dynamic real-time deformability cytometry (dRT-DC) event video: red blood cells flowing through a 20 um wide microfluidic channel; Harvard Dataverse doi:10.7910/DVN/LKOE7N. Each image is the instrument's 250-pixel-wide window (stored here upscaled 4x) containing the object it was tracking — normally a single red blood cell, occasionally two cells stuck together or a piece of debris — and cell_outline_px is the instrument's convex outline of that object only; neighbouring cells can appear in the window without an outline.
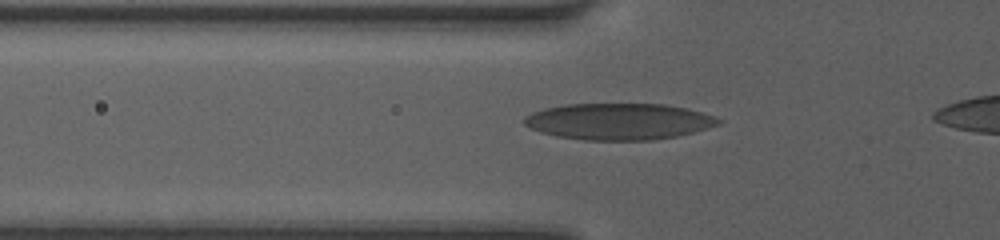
{"species": "human", "species_latin": "Homo sapiens", "temperature_condition": "room temperature", "stored_images_in_passage": 39, "camera_frame_rate_fps": 3000, "um_per_image_px": 0.085, "donor": {"sex": "female"}, "frame": {"image": 1, "passage_image": 12, "time_ms": 3.667, "image_size_px": [1000, 240], "cell_outline_px": [[724, 120], [720, 124], [708, 128], [676, 136], [652, 140], [584, 140], [556, 136], [540, 132], [524, 124], [524, 116], [532, 112], [544, 108], [568, 104], [664, 104], [688, 108], [716, 116]], "centroid_in_image_um": [52.62, 10.32], "position_along_channel_um": 73.2, "area_um2": 41.38}}
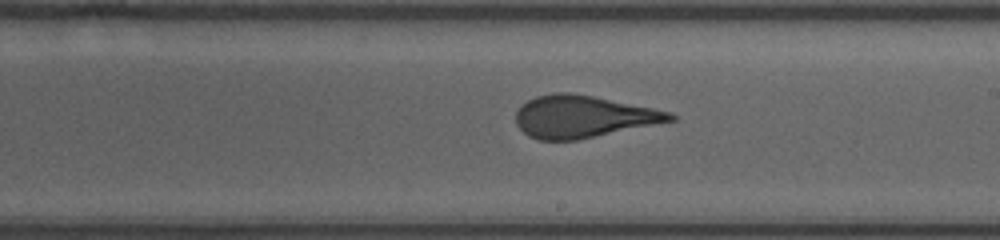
{"frame": {"image": 2, "passage_image": 24, "time_ms": 7.667, "image_size_px": [1000, 240], "cell_outline_px": [[676, 120], [576, 140], [540, 140], [528, 136], [516, 124], [516, 112], [528, 100], [536, 96], [556, 92], [572, 92], [672, 112], [676, 116]], "centroid_in_image_um": [49.55, 9.91], "position_along_channel_um": 239.5, "area_um2": 37.51}}
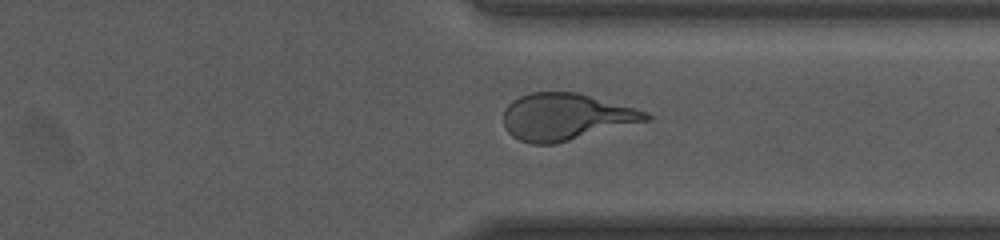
{"frame": {"image": 3, "passage_image": 33, "time_ms": 10.667, "image_size_px": [1000, 240], "cell_outline_px": [[652, 120], [552, 144], [532, 144], [520, 140], [512, 136], [504, 128], [504, 108], [512, 100], [520, 96], [532, 92], [576, 92], [636, 108], [648, 112], [652, 116]], "centroid_in_image_um": [48.1, 9.92], "position_along_channel_um": 363.3, "area_um2": 38.84}}